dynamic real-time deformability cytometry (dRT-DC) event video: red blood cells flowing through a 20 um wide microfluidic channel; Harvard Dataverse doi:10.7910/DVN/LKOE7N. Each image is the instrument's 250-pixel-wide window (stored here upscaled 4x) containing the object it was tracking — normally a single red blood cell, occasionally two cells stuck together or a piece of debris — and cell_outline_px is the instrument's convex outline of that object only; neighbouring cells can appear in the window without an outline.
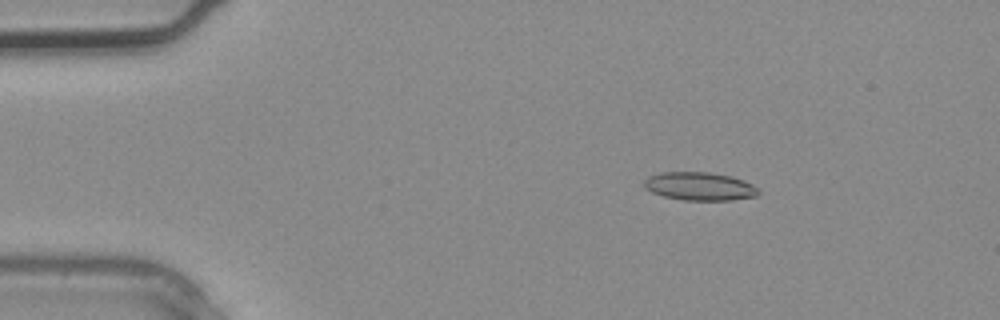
{"species": "common noctule bat (a hibernating species)", "species_latin": "Nyctalus noctula", "temperature_condition": "warm", "stored_images_in_passage": 2, "camera_frame_rate_fps": 3000, "um_per_image_px": 0.085, "animal": {"sex": "male", "body_mass_g": 20.4}, "frame": {"image": 1, "passage_image": 1, "time_ms": 0.0, "image_size_px": [1000, 320], "cell_outline_px": [[760, 192], [756, 196], [732, 200], [684, 200], [664, 196], [652, 192], [644, 188], [644, 180], [648, 176], [660, 172], [708, 172], [732, 176], [744, 180], [760, 188]], "centroid_in_image_um": [59.49, 15.83], "position_along_channel_um": 25.5, "area_um2": 18.96}}